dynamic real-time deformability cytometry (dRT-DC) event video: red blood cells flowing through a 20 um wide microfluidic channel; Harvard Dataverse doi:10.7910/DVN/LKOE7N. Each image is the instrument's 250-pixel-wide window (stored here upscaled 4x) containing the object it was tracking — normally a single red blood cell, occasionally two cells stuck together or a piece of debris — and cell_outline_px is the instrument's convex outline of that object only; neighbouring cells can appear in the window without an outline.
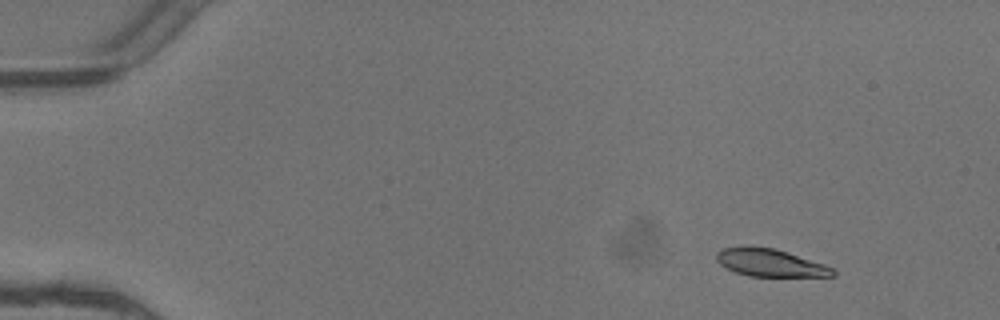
{"species": "common noctule bat (a hibernating species)", "species_latin": "Nyctalus noctula", "temperature_condition": "warm", "stored_images_in_passage": 6, "camera_frame_rate_fps": 3000, "um_per_image_px": 0.085, "animal": {"sex": "female"}, "frame": {"image": 1, "passage_image": 2, "time_ms": 0.333, "image_size_px": [1000, 320], "cell_outline_px": [[836, 276], [748, 276], [736, 272], [720, 264], [716, 260], [716, 252], [720, 248], [744, 244], [752, 244], [776, 248], [824, 264], [832, 268], [836, 272]], "centroid_in_image_um": [65.4, 22.29], "position_along_channel_um": 19.6, "area_um2": 19.19}}